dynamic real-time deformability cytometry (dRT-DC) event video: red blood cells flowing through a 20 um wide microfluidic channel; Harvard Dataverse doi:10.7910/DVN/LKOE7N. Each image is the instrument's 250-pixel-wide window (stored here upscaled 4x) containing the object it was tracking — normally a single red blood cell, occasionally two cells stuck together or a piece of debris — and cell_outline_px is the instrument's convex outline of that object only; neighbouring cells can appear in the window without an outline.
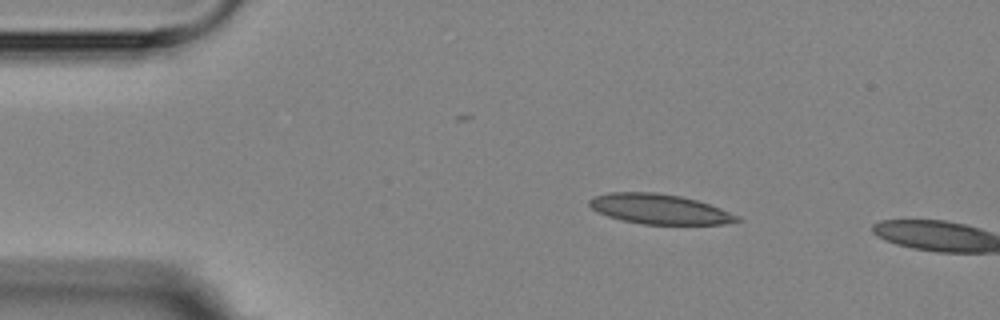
{"species": "Egyptian fruit bat (a non-hibernating species)", "species_latin": "Rousettus aegyptiacus", "temperature_condition": "room temperature", "stored_images_in_passage": 2, "camera_frame_rate_fps": 3000, "um_per_image_px": 0.085, "animal": {"sex": "female"}, "frame": {"image": 1, "passage_image": 1, "time_ms": 0.0, "image_size_px": [1000, 320], "cell_outline_px": [[744, 220], [724, 224], [644, 224], [624, 220], [608, 216], [592, 208], [588, 204], [588, 200], [596, 196], [608, 192], [656, 192], [680, 196], [696, 200], [720, 208]], "centroid_in_image_um": [56.04, 17.76], "position_along_channel_um": 29.0, "area_um2": 25.43}}